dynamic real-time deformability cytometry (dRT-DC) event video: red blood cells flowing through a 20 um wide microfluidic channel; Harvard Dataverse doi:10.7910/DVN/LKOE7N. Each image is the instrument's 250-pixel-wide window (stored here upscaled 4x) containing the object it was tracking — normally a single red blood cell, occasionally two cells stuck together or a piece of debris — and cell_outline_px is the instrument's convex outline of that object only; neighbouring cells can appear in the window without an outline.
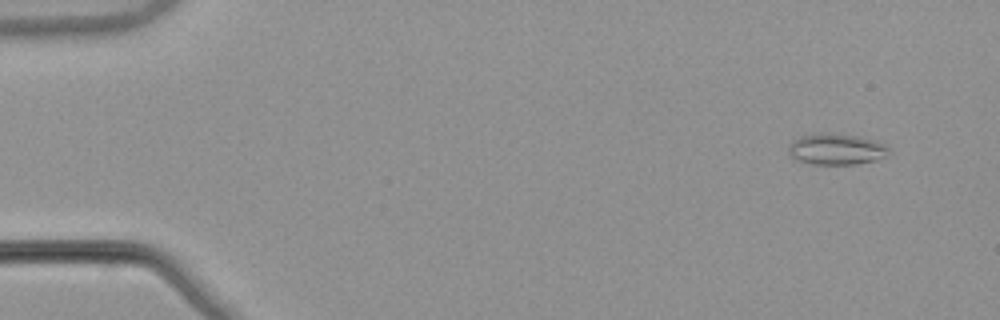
{"species": "common noctule bat (a hibernating species)", "species_latin": "Nyctalus noctula", "temperature_condition": "warm", "stored_images_in_passage": 54, "camera_frame_rate_fps": 3000, "um_per_image_px": 0.085, "animal": {"sex": "male", "body_mass_g": 21.5, "forearm_length_mm": 52.0}, "frame": {"image": 1, "passage_image": 5, "time_ms": 1.333, "image_size_px": [1000, 320], "cell_outline_px": [[888, 148], [884, 156], [876, 160], [856, 164], [812, 164], [796, 160], [788, 152], [788, 144], [792, 140], [800, 136], [820, 132], [856, 136], [876, 140], [884, 144]], "centroid_in_image_um": [71.02, 12.67], "position_along_channel_um": 14.0, "area_um2": 18.15}}
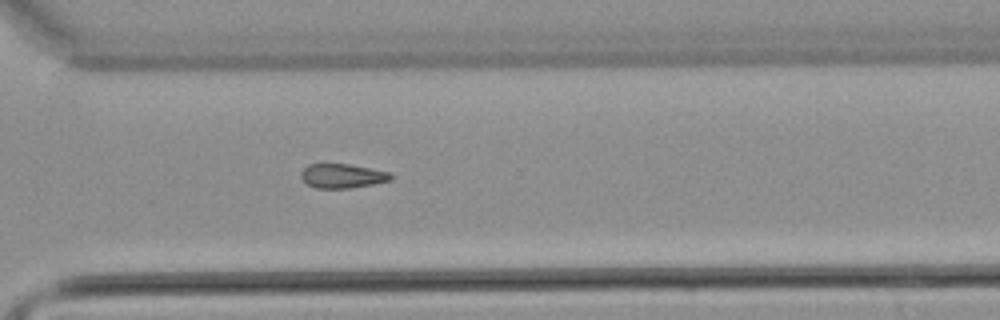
{"frame": {"image": 2, "passage_image": 40, "time_ms": 13.0, "image_size_px": [1000, 320], "cell_outline_px": [[392, 180], [372, 184], [348, 188], [316, 188], [308, 184], [300, 176], [300, 172], [308, 164], [348, 164], [392, 172]], "centroid_in_image_um": [29.11, 14.95], "position_along_channel_um": 341.5, "area_um2": 12.66}}
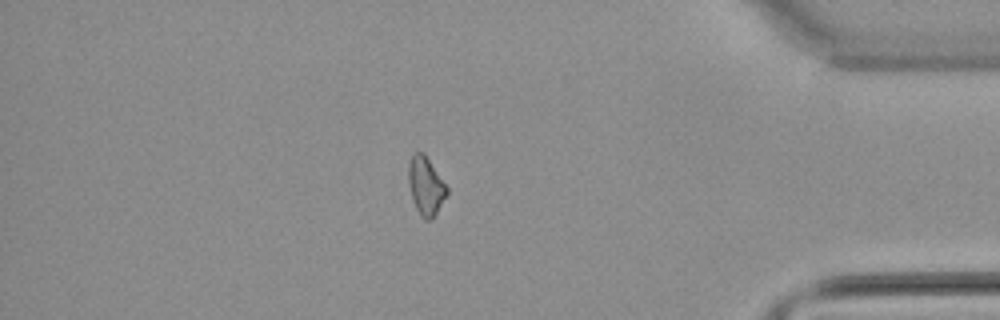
{"frame": {"image": 3, "passage_image": 47, "time_ms": 15.333, "image_size_px": [1000, 320], "cell_outline_px": [[448, 192], [432, 220], [424, 220], [416, 208], [412, 196], [408, 180], [408, 164], [412, 156], [416, 152], [424, 152], [448, 188]], "centroid_in_image_um": [36.19, 15.8], "position_along_channel_um": 399.0, "area_um2": 12.83}}